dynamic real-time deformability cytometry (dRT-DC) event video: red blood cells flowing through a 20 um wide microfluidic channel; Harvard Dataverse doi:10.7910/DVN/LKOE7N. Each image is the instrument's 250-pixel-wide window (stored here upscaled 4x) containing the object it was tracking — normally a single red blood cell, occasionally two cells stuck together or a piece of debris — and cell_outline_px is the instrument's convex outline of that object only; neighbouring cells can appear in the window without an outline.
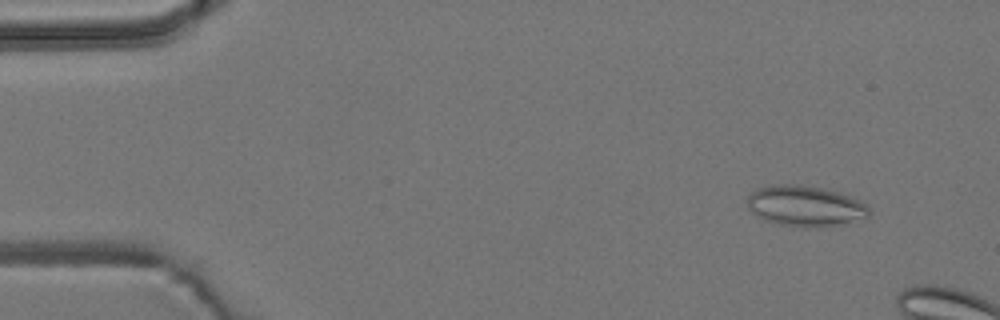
{"species": "common noctule bat (a hibernating species)", "species_latin": "Nyctalus noctula", "temperature_condition": "room temperature", "stored_images_in_passage": 9, "camera_frame_rate_fps": 3000, "um_per_image_px": 0.085, "animal": {"sex": "male", "body_mass_g": 19.2, "forearm_length_mm": 51.8}, "frame": {"image": 1, "passage_image": 4, "time_ms": 1.0, "image_size_px": [1000, 320], "cell_outline_px": [[872, 212], [868, 216], [836, 224], [804, 228], [780, 224], [764, 220], [752, 212], [748, 208], [748, 196], [752, 192], [760, 188], [772, 184], [800, 184], [820, 188], [836, 192], [860, 200]], "centroid_in_image_um": [68.39, 17.5], "position_along_channel_um": 16.6, "area_um2": 28.32}}